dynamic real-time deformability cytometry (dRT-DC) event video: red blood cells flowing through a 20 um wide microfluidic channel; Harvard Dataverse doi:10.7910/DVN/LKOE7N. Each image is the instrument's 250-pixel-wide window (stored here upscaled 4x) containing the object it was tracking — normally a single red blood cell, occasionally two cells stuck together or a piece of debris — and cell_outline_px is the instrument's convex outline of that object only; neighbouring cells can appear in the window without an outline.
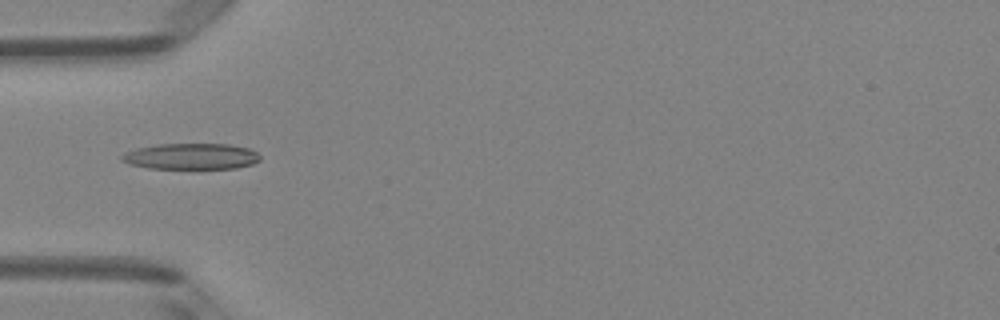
{"species": "Egyptian fruit bat (a non-hibernating species)", "species_latin": "Rousettus aegyptiacus", "temperature_condition": "room temperature", "stored_images_in_passage": 49, "camera_frame_rate_fps": 3000, "um_per_image_px": 0.085, "animal": {"sex": "female"}, "frame": {"image": 1, "passage_image": 16, "time_ms": 5.0, "image_size_px": [1000, 320], "cell_outline_px": [[260, 160], [252, 164], [236, 168], [148, 168], [128, 164], [120, 160], [120, 156], [124, 152], [136, 148], [156, 144], [228, 144], [248, 148], [256, 152], [260, 156]], "centroid_in_image_um": [16.2, 13.28], "position_along_channel_um": 68.8, "area_um2": 21.04}}
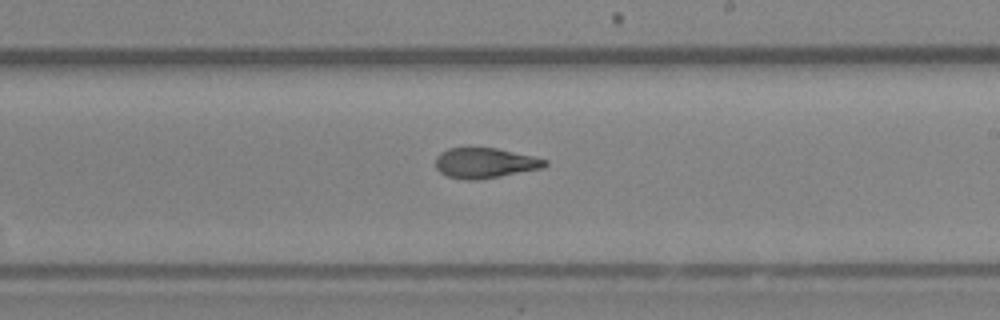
{"frame": {"image": 2, "passage_image": 29, "time_ms": 9.333, "image_size_px": [1000, 320], "cell_outline_px": [[548, 164], [544, 168], [500, 176], [476, 180], [464, 180], [448, 176], [440, 172], [436, 168], [436, 156], [440, 152], [448, 148], [496, 148], [532, 156], [548, 160]], "centroid_in_image_um": [41.22, 13.86], "position_along_channel_um": 247.8, "area_um2": 19.25}}
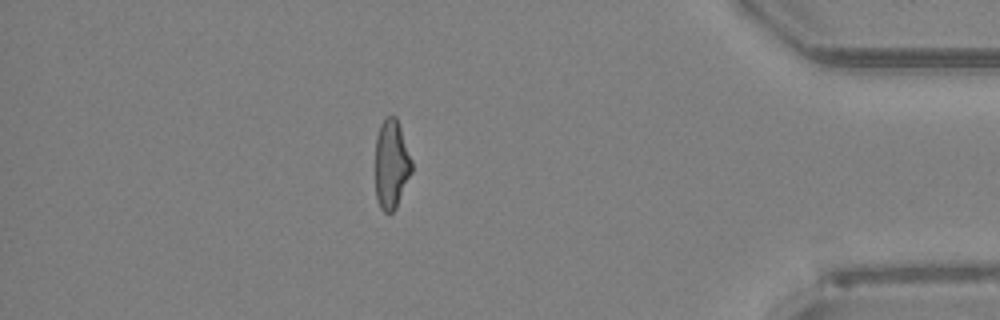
{"frame": {"image": 3, "passage_image": 43, "time_ms": 14.0, "image_size_px": [1000, 320], "cell_outline_px": [[412, 172], [396, 208], [388, 216], [380, 208], [376, 200], [376, 136], [380, 124], [388, 116], [396, 116], [412, 160]], "centroid_in_image_um": [33.27, 14.0], "position_along_channel_um": 401.9, "area_um2": 19.02}, "authors_computed_cell_mechanics": {"area_um2": 20.1144, "velocity_mm_per_s": 4.1354, "shape_relaxation_time_tau1_ms": null, "shape_relaxation_time_tau2_ms": 2.2066, "deformation_change_tau1": null, "deformation_change_tau2": 0.1018}}